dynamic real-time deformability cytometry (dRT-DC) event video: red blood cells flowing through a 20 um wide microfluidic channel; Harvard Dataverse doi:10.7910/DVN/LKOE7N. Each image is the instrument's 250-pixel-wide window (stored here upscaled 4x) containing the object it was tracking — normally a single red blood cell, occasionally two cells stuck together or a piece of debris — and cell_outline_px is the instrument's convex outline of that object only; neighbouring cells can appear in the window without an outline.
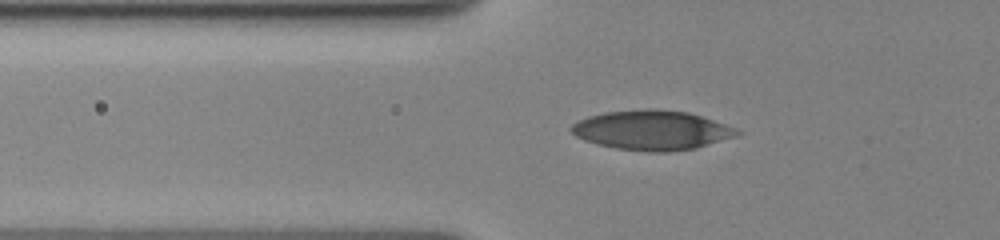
{"species": "human", "species_latin": "Homo sapiens", "temperature_condition": "cold", "stored_images_in_passage": 14, "camera_frame_rate_fps": 3000, "um_per_image_px": 0.085, "donor": {"sex": "female"}, "frame": {"image": 1, "passage_image": 3, "time_ms": 0.333, "image_size_px": [1000, 240], "cell_outline_px": [[744, 132], [736, 136], [696, 148], [668, 152], [648, 152], [616, 148], [596, 144], [584, 140], [576, 136], [568, 128], [572, 124], [588, 116], [604, 112], [648, 108], [656, 108], [688, 112], [736, 128]], "centroid_in_image_um": [55.39, 11.06], "position_along_channel_um": 70.4, "area_um2": 38.32}}
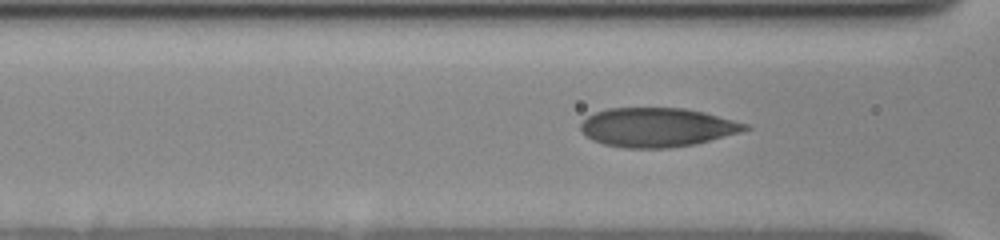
{"frame": {"image": 2, "passage_image": 8, "time_ms": 1.667, "image_size_px": [1000, 240], "cell_outline_px": [[752, 128], [740, 132], [692, 144], [668, 148], [624, 148], [604, 144], [592, 140], [584, 136], [580, 132], [580, 124], [588, 116], [596, 112], [608, 108], [684, 108], [704, 112], [752, 124]], "centroid_in_image_um": [55.85, 10.82], "position_along_channel_um": 110.8, "area_um2": 37.57}}
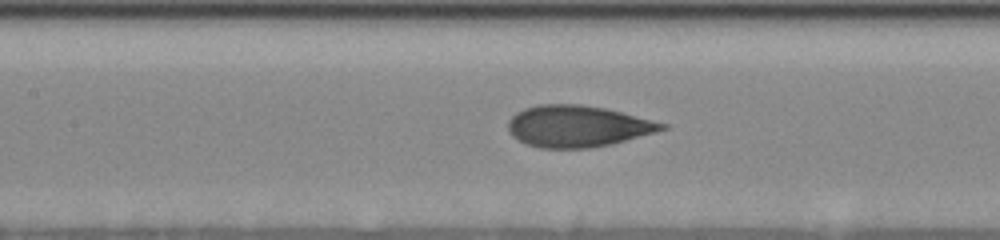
{"frame": {"image": 3, "passage_image": 12, "time_ms": 3.0, "image_size_px": [1000, 240], "cell_outline_px": [[668, 128], [656, 132], [612, 144], [588, 148], [540, 148], [528, 144], [512, 136], [508, 132], [508, 120], [516, 112], [524, 108], [536, 104], [580, 104], [604, 108], [668, 124]], "centroid_in_image_um": [49.07, 10.73], "position_along_channel_um": 158.3, "area_um2": 37.17}}